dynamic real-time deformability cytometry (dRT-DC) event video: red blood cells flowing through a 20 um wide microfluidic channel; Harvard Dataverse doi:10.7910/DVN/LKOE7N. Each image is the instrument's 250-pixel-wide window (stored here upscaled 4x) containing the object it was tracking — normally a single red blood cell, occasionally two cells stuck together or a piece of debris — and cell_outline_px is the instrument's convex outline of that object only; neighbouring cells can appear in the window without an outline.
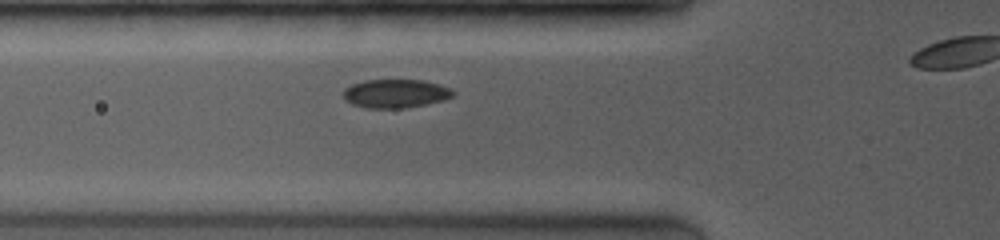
{"species": "common noctule bat (a hibernating species)", "species_latin": "Nyctalus noctula", "temperature_condition": "room temperature", "stored_images_in_passage": 19, "camera_frame_rate_fps": 4000, "um_per_image_px": 0.085, "animal": {"sex": "female", "body_mass_g": 19.0, "forearm_length_mm": 53.3}, "frame": {"image": 1, "passage_image": 4, "time_ms": 0.75, "image_size_px": [1000, 240], "cell_outline_px": [[456, 92], [452, 96], [444, 100], [428, 104], [404, 108], [364, 108], [352, 104], [344, 100], [344, 92], [352, 84], [364, 80], [420, 80], [436, 84], [448, 88]], "centroid_in_image_um": [33.61, 7.96], "position_along_channel_um": 92.2, "area_um2": 18.15}}
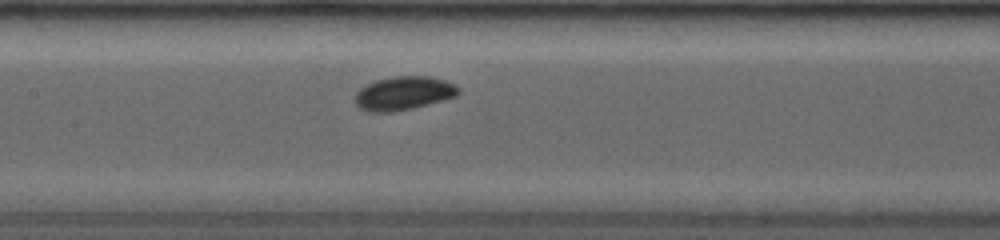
{"frame": {"image": 2, "passage_image": 9, "time_ms": 2.0, "image_size_px": [1000, 240], "cell_outline_px": [[460, 92], [456, 96], [428, 104], [412, 108], [392, 112], [368, 112], [360, 108], [356, 104], [356, 92], [360, 88], [376, 80], [396, 76], [424, 76], [444, 80], [460, 88]], "centroid_in_image_um": [34.29, 7.93], "position_along_channel_um": 173.1, "area_um2": 20.0}}